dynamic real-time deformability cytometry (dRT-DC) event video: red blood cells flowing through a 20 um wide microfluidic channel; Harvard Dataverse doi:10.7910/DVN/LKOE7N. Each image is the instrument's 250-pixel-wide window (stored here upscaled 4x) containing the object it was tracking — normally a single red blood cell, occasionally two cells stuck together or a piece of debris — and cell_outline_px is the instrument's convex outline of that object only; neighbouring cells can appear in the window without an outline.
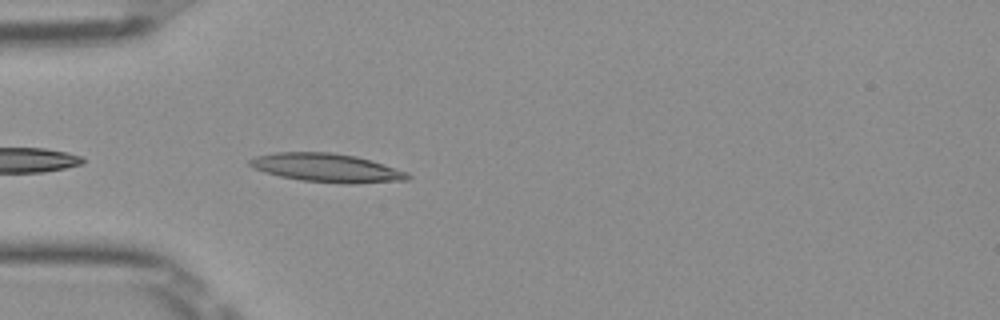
{"species": "Egyptian fruit bat (a non-hibernating species)", "species_latin": "Rousettus aegyptiacus", "temperature_condition": "room temperature", "stored_images_in_passage": 11, "camera_frame_rate_fps": 3000, "um_per_image_px": 0.085, "frame": {"image": 1, "passage_image": 2, "time_ms": 0.333, "image_size_px": [1000, 320], "cell_outline_px": [[412, 176], [408, 180], [352, 184], [348, 184], [300, 180], [280, 176], [264, 172], [252, 168], [248, 164], [248, 160], [256, 156], [276, 152], [328, 152], [356, 156], [372, 160], [408, 172]], "centroid_in_image_um": [27.78, 14.27], "position_along_channel_um": 57.2, "area_um2": 26.47}}